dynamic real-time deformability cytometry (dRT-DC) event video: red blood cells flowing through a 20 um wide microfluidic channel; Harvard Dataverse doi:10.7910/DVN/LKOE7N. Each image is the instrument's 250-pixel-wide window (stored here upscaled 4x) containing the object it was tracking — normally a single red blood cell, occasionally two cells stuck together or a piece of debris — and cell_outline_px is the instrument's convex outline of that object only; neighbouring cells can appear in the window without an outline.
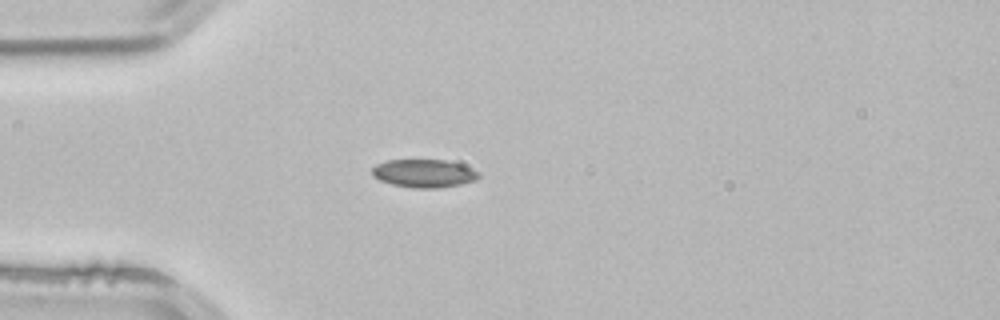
{"species": "common noctule bat (a hibernating species)", "species_latin": "Nyctalus noctula", "temperature_condition": "room temperature", "stored_images_in_passage": 4, "camera_frame_rate_fps": 3000, "um_per_image_px": 0.085, "animal": {"sex": "male", "body_mass_g": 21.5, "forearm_length_mm": 52.0}, "frame": {"image": 1, "passage_image": 4, "time_ms": 1.0, "image_size_px": [1000, 320], "cell_outline_px": [[480, 176], [476, 180], [460, 184], [440, 188], [412, 188], [392, 184], [380, 180], [372, 176], [372, 168], [376, 164], [388, 160], [444, 160], [460, 164], [480, 172]], "centroid_in_image_um": [36.03, 14.74], "position_along_channel_um": 49.0, "area_um2": 17.46}}